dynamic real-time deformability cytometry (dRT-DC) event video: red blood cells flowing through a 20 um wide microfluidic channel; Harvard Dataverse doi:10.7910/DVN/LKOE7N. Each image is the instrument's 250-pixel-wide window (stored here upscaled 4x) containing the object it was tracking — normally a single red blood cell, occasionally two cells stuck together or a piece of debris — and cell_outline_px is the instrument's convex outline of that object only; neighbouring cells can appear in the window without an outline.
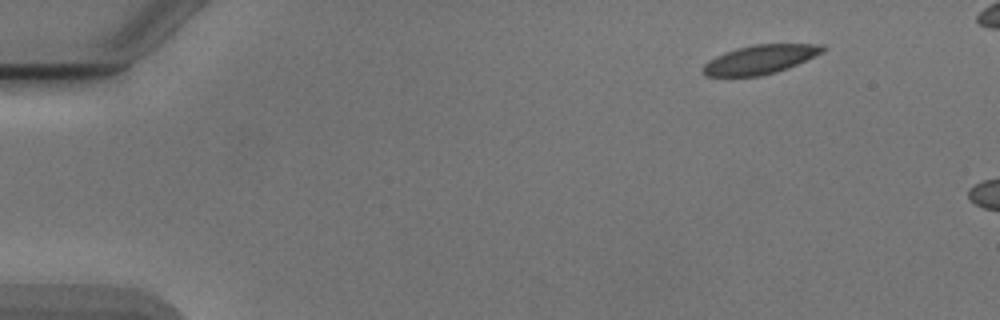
{"species": "Egyptian fruit bat (a non-hibernating species)", "species_latin": "Rousettus aegyptiacus", "temperature_condition": "cold", "stored_images_in_passage": 5, "camera_frame_rate_fps": 3000, "um_per_image_px": 0.085, "animal": {"sex": "male"}, "frame": {"image": 1, "passage_image": 1, "time_ms": 0.0, "image_size_px": [1000, 320], "cell_outline_px": [[828, 48], [824, 52], [788, 68], [776, 72], [760, 76], [704, 76], [700, 72], [700, 68], [708, 60], [724, 52], [736, 48], [752, 44], [824, 44]], "centroid_in_image_um": [64.59, 5.05], "position_along_channel_um": 20.4, "area_um2": 20.52}}